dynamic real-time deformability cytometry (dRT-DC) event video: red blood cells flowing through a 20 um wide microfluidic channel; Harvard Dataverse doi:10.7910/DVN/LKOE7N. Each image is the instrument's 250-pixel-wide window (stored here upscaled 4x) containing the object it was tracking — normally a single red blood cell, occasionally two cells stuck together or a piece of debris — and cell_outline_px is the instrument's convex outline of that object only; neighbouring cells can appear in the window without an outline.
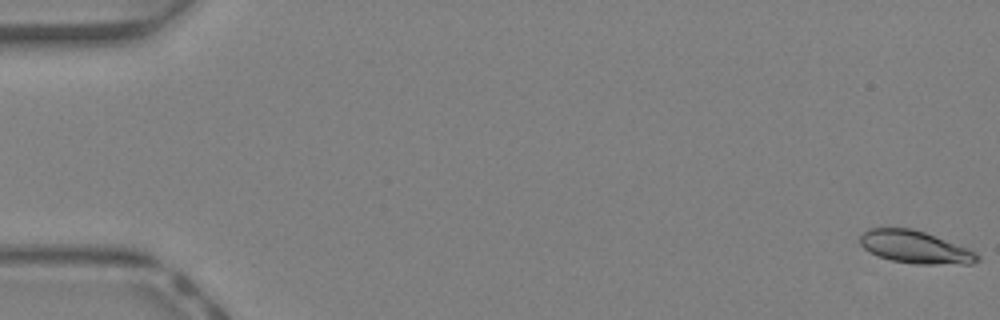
{"species": "Egyptian fruit bat (a non-hibernating species)", "species_latin": "Rousettus aegyptiacus", "temperature_condition": "warm", "stored_images_in_passage": 46, "camera_frame_rate_fps": 3000, "um_per_image_px": 0.085, "animal": {"sex": "female"}, "frame": {"image": 1, "passage_image": 1, "time_ms": 0.0, "image_size_px": [1000, 320], "cell_outline_px": [[980, 260], [972, 264], [916, 264], [892, 260], [880, 256], [864, 248], [860, 244], [860, 236], [868, 228], [912, 228], [924, 232], [968, 248], [976, 252], [980, 256]], "centroid_in_image_um": [77.82, 21.01], "position_along_channel_um": 7.2, "area_um2": 22.08}}
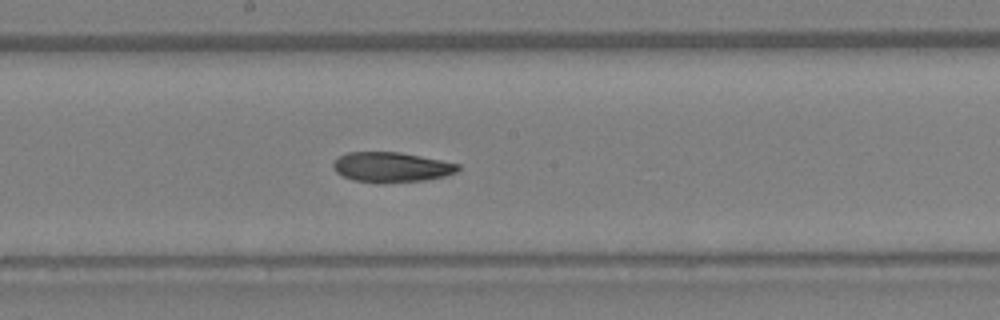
{"frame": {"image": 2, "passage_image": 25, "time_ms": 8.0, "image_size_px": [1000, 320], "cell_outline_px": [[460, 168], [456, 172], [444, 176], [424, 180], [380, 184], [376, 184], [352, 180], [336, 172], [332, 168], [332, 164], [340, 156], [348, 152], [400, 152], [460, 164]], "centroid_in_image_um": [33.24, 14.22], "position_along_channel_um": 215.0, "area_um2": 21.96}}
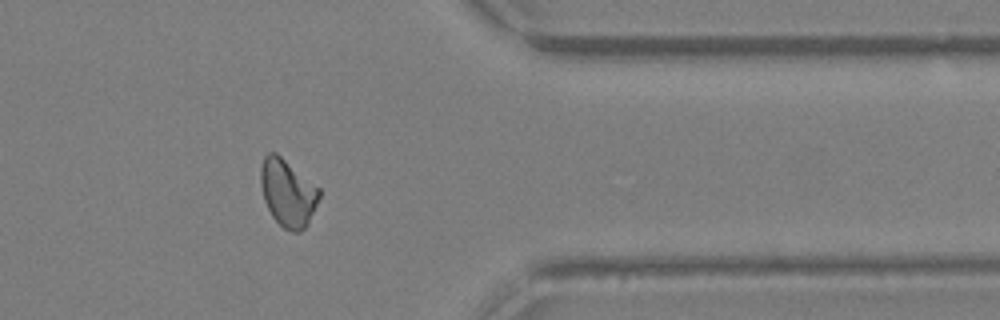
{"frame": {"image": 3, "passage_image": 37, "time_ms": 12.0, "image_size_px": [1000, 320], "cell_outline_px": [[320, 196], [308, 224], [300, 232], [292, 232], [284, 228], [272, 216], [264, 200], [260, 184], [260, 168], [264, 156], [268, 152], [276, 152], [320, 188]], "centroid_in_image_um": [24.45, 16.38], "position_along_channel_um": 387.0, "area_um2": 22.95}, "authors_computed_cell_mechanics": {"area_um2": 22.3686, "velocity_mm_per_s": 4.6605, "shape_relaxation_time_tau1_ms": 10.004, "shape_relaxation_time_tau2_ms": 6.8034, "deformation_change_tau1": 0.2323, "deformation_change_tau2": 0.1535}}